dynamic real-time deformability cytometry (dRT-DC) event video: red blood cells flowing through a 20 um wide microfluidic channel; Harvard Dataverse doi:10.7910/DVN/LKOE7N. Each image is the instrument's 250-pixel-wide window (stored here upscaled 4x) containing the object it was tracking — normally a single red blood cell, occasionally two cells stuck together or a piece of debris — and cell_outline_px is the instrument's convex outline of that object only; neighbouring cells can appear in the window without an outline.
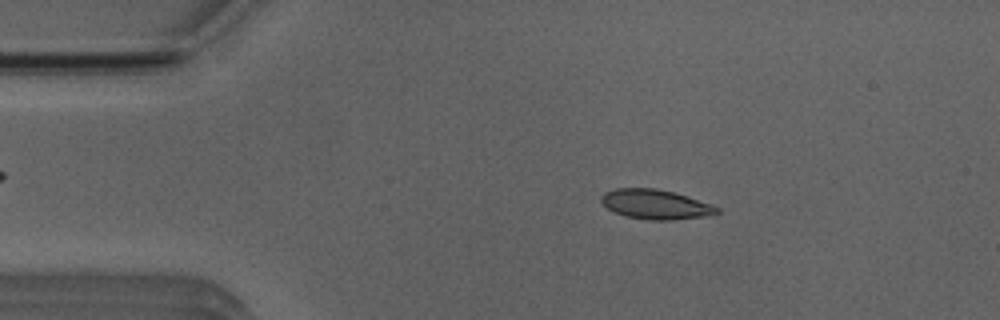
{"species": "Egyptian fruit bat (a non-hibernating species)", "species_latin": "Rousettus aegyptiacus", "temperature_condition": "room temperature", "stored_images_in_passage": 50, "camera_frame_rate_fps": 3000, "um_per_image_px": 0.085, "animal": {"sex": "male"}, "frame": {"image": 1, "passage_image": 8, "time_ms": 2.333, "image_size_px": [1000, 320], "cell_outline_px": [[720, 212], [708, 216], [672, 220], [648, 220], [624, 216], [608, 208], [600, 200], [600, 196], [604, 192], [616, 188], [656, 188], [688, 196], [712, 204], [720, 208]], "centroid_in_image_um": [55.74, 17.37], "position_along_channel_um": 29.3, "area_um2": 20.11}}
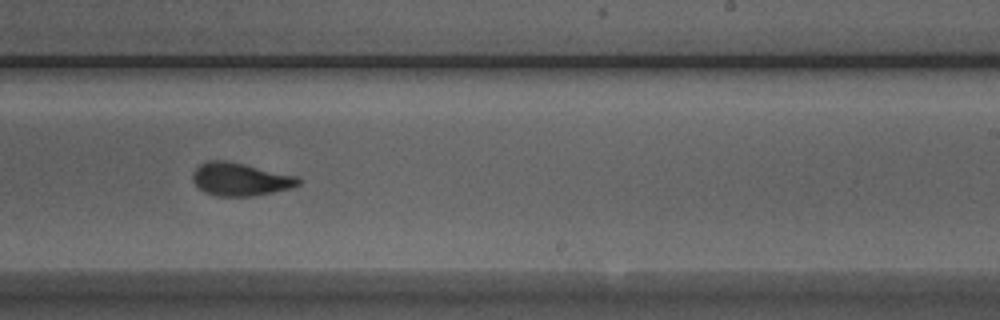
{"frame": {"image": 2, "passage_image": 30, "time_ms": 9.667, "image_size_px": [1000, 320], "cell_outline_px": [[300, 184], [292, 188], [252, 196], [216, 196], [204, 192], [192, 180], [192, 172], [200, 164], [208, 160], [224, 160], [244, 164], [296, 176], [300, 180]], "centroid_in_image_um": [20.39, 15.24], "position_along_channel_um": 268.6, "area_um2": 20.17}}
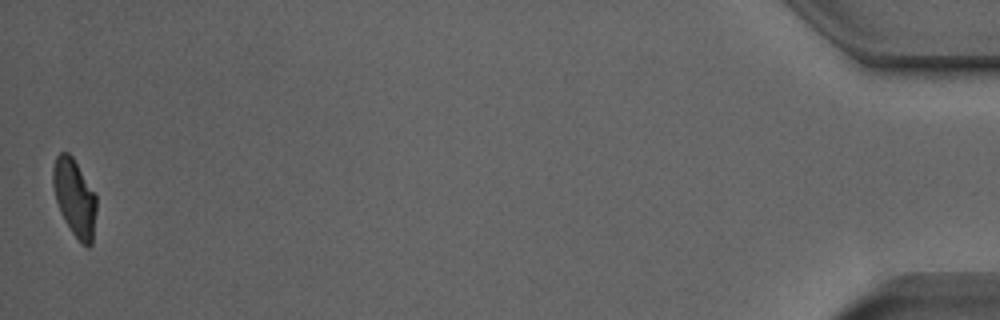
{"frame": {"image": 3, "passage_image": 50, "time_ms": 16.333, "image_size_px": [1000, 320], "cell_outline_px": [[96, 212], [92, 244], [88, 248], [72, 232], [64, 220], [60, 212], [56, 200], [52, 184], [52, 168], [56, 156], [60, 152], [68, 152], [72, 156], [96, 196]], "centroid_in_image_um": [6.32, 16.79], "position_along_channel_um": 428.9, "area_um2": 19.36}, "authors_computed_cell_mechanics": {"area_um2": 20.3456, "velocity_mm_per_s": 3.9366, "shape_relaxation_time_tau1_ms": 4.7074, "shape_relaxation_time_tau2_ms": 1.0722, "deformation_change_tau1": 0.1632, "deformation_change_tau2": 0.0621}}